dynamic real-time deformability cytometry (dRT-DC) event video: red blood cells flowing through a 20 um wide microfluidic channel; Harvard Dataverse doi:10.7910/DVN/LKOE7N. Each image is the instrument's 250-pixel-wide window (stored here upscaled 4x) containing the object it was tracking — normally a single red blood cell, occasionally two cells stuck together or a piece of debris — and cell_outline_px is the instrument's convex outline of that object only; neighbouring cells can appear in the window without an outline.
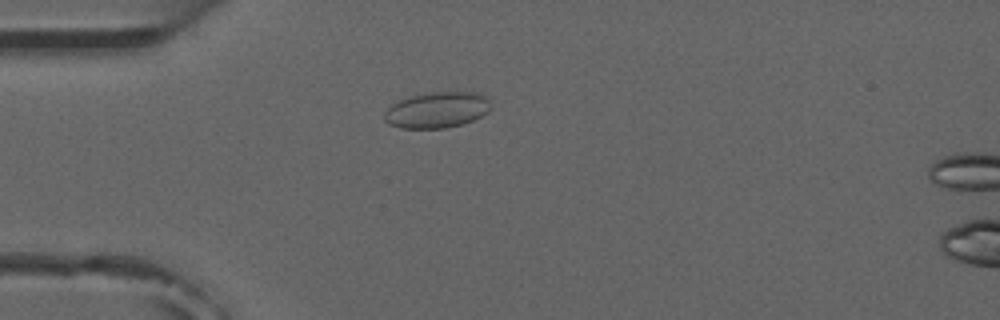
{"species": "common noctule bat (a hibernating species)", "species_latin": "Nyctalus noctula", "temperature_condition": "room temperature", "stored_images_in_passage": 4, "camera_frame_rate_fps": 3000, "um_per_image_px": 0.085, "animal": {"sex": "male", "forearm_length_mm": 52.5}, "frame": {"image": 1, "passage_image": 4, "time_ms": 4.0, "image_size_px": [1000, 320], "cell_outline_px": [[492, 108], [488, 112], [472, 120], [460, 124], [444, 128], [400, 128], [388, 124], [384, 120], [384, 112], [392, 104], [408, 96], [428, 92], [480, 92], [488, 96]], "centroid_in_image_um": [37.16, 9.33], "position_along_channel_um": 47.8, "area_um2": 22.54}}